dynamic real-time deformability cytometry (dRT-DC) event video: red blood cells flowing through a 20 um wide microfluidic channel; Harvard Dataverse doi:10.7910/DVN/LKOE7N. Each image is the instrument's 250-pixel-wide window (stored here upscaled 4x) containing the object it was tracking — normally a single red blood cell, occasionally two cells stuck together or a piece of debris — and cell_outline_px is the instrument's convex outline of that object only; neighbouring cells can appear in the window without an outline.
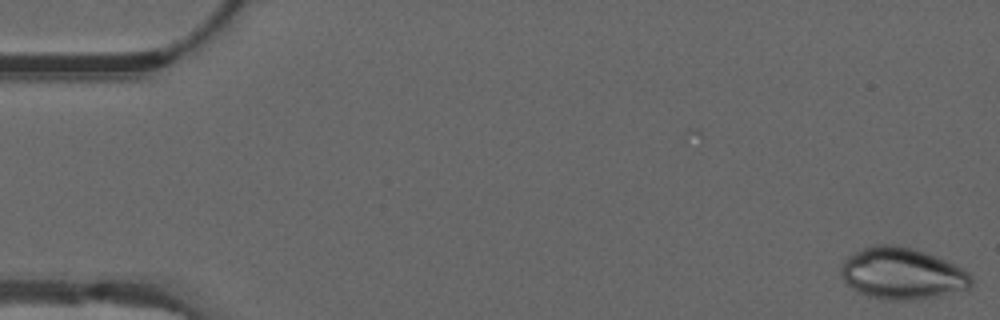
{"species": "common noctule bat (a hibernating species)", "species_latin": "Nyctalus noctula", "temperature_condition": "warm", "stored_images_in_passage": 34, "camera_frame_rate_fps": 3000, "um_per_image_px": 0.085, "animal": {"sex": "male", "forearm_length_mm": 52.5}, "frame": {"image": 1, "passage_image": 1, "time_ms": 0.0, "image_size_px": [1000, 320], "cell_outline_px": [[972, 284], [968, 288], [940, 296], [912, 300], [888, 300], [868, 296], [860, 292], [848, 284], [840, 276], [840, 268], [844, 260], [848, 256], [872, 244], [896, 244], [912, 248], [936, 256], [968, 272], [972, 276]], "centroid_in_image_um": [76.66, 23.25], "position_along_channel_um": 8.3, "area_um2": 39.02}}
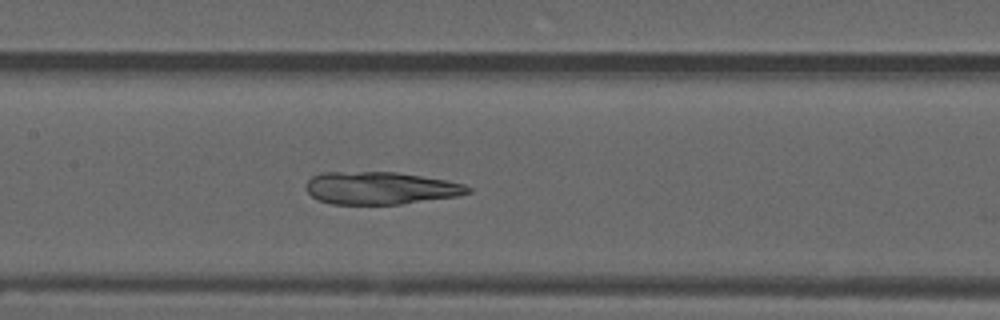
{"frame": {"image": 2, "passage_image": 26, "time_ms": 8.333, "image_size_px": [1000, 320], "cell_outline_px": [[472, 192], [456, 196], [400, 204], [332, 204], [320, 200], [312, 196], [304, 188], [304, 184], [312, 176], [320, 172], [396, 172], [448, 180], [464, 184], [472, 188]], "centroid_in_image_um": [32.32, 15.98], "position_along_channel_um": 175.1, "area_um2": 30.81}}
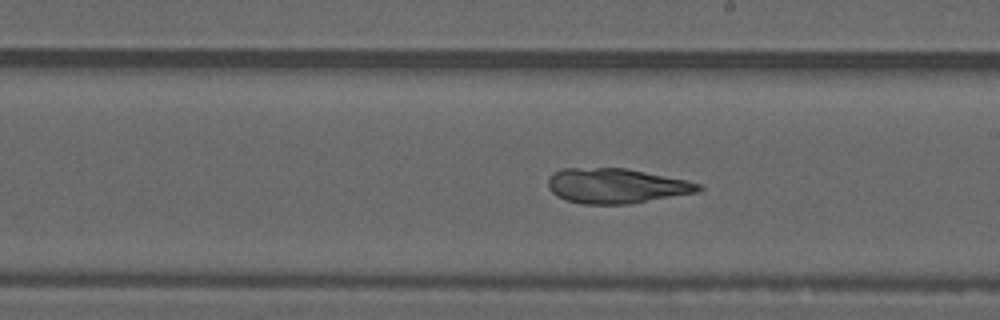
{"frame": {"image": 3, "passage_image": 31, "time_ms": 10.0, "image_size_px": [1000, 320], "cell_outline_px": [[704, 188], [696, 192], [628, 204], [580, 204], [564, 200], [556, 196], [548, 188], [548, 176], [552, 172], [560, 168], [628, 168], [688, 180], [700, 184]], "centroid_in_image_um": [52.32, 15.79], "position_along_channel_um": 236.7, "area_um2": 30.92}}